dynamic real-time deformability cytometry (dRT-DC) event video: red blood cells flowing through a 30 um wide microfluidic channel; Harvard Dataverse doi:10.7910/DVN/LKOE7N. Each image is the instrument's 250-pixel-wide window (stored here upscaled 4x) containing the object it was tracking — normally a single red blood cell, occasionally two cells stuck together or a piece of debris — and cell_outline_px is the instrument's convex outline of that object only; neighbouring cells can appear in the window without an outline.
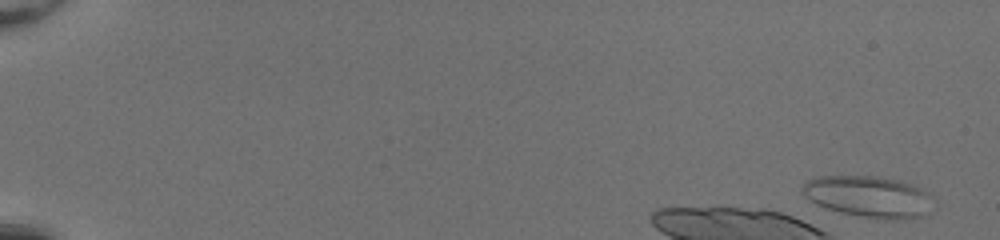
{"species": "common noctule bat (a hibernating species)", "species_latin": "Nyctalus noctula", "temperature_condition": "room temperature", "stored_images_in_passage": 12, "camera_frame_rate_fps": 3000, "um_per_image_px": 0.085, "animal": {"sex": "female", "body_mass_g": 20.0, "forearm_length_mm": 54.0}, "frame": {"image": 1, "passage_image": 3, "time_ms": 0.667, "image_size_px": [1000, 240], "cell_outline_px": [[936, 208], [928, 216], [900, 220], [888, 220], [840, 212], [816, 204], [808, 200], [804, 196], [800, 188], [808, 180], [816, 176], [876, 176], [896, 180], [912, 184], [928, 192], [936, 200]], "centroid_in_image_um": [73.94, 16.73], "position_along_channel_um": 11.1, "area_um2": 32.31}}